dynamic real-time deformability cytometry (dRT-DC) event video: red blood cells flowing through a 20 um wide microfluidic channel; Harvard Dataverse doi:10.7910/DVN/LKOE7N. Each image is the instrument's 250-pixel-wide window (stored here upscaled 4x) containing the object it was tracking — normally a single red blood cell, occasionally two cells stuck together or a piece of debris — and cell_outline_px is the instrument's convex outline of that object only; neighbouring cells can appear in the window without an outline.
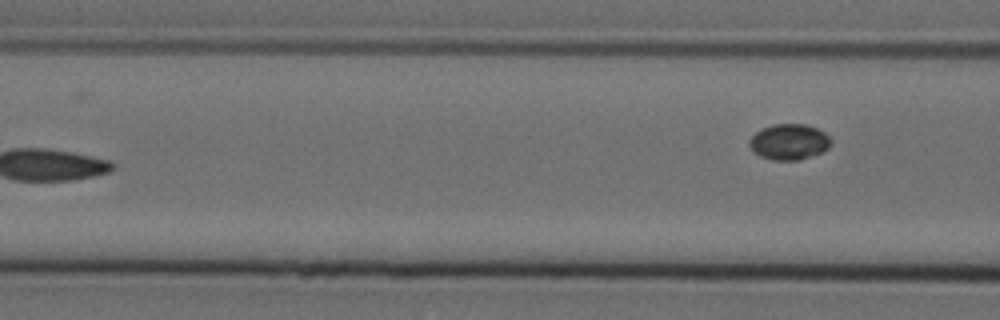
{"species": "Egyptian fruit bat (a non-hibernating species)", "species_latin": "Rousettus aegyptiacus", "temperature_condition": "cold", "stored_images_in_passage": 7, "camera_frame_rate_fps": 3000, "um_per_image_px": 0.085, "animal": {"sex": "female"}, "frame": {"image": 1, "passage_image": 7, "time_ms": 2.0, "image_size_px": [1000, 320], "cell_outline_px": [[832, 144], [828, 148], [820, 152], [800, 160], [772, 160], [760, 156], [752, 152], [748, 144], [748, 140], [756, 132], [772, 124], [804, 124], [816, 128], [824, 132], [832, 140]], "centroid_in_image_um": [67.05, 12.06], "position_along_channel_um": 99.6, "area_um2": 17.05}}